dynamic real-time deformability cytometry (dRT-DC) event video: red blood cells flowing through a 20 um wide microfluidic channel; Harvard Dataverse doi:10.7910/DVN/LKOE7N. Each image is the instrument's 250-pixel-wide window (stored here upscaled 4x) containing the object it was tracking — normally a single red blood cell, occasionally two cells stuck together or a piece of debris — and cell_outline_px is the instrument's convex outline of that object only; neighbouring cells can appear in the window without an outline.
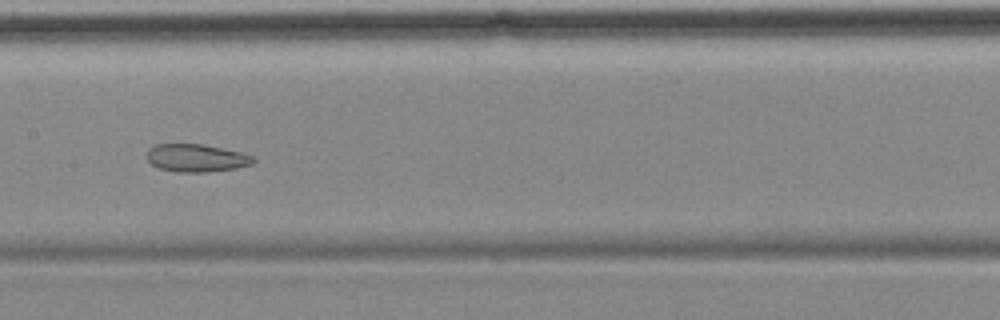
{"species": "common noctule bat (a hibernating species)", "species_latin": "Nyctalus noctula", "temperature_condition": "cold", "stored_images_in_passage": 9, "camera_frame_rate_fps": 3000, "um_per_image_px": 0.085, "animal": {"sex": "female", "body_mass_g": 18.4}, "frame": {"image": 1, "passage_image": 6, "time_ms": 6.0, "image_size_px": [1000, 320], "cell_outline_px": [[256, 160], [252, 164], [236, 168], [208, 172], [176, 172], [160, 168], [152, 164], [148, 160], [148, 148], [156, 144], [204, 144], [240, 152], [252, 156]], "centroid_in_image_um": [16.7, 13.43], "position_along_channel_um": 190.7, "area_um2": 17.17}}
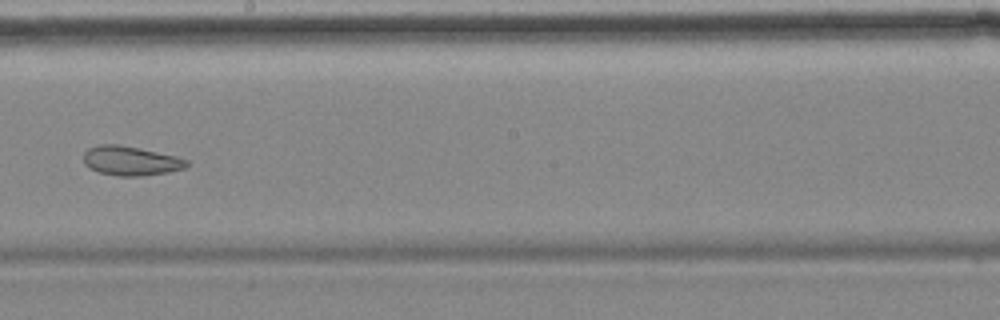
{"frame": {"image": 2, "passage_image": 7, "time_ms": 7.333, "image_size_px": [1000, 320], "cell_outline_px": [[188, 164], [184, 168], [168, 172], [140, 176], [116, 176], [100, 172], [88, 168], [84, 164], [84, 152], [88, 148], [100, 144], [120, 144], [140, 148], [176, 156], [188, 160]], "centroid_in_image_um": [11.08, 13.66], "position_along_channel_um": 237.1, "area_um2": 17.69}}